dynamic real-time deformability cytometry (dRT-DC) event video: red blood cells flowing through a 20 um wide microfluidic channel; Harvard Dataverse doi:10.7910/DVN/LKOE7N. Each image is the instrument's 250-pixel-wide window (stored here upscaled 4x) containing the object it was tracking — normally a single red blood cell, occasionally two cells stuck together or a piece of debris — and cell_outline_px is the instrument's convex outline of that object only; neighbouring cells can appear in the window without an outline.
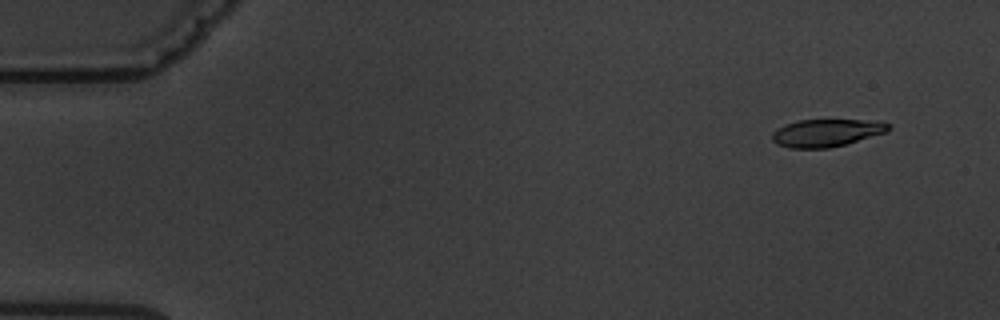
{"species": "common noctule bat (a hibernating species)", "species_latin": "Nyctalus noctula", "temperature_condition": "warm", "stored_images_in_passage": 5, "camera_frame_rate_fps": 3000, "um_per_image_px": 0.085, "animal": {"sex": "male", "body_mass_g": 19.5, "forearm_length_mm": 54.6}, "frame": {"image": 1, "passage_image": 2, "time_ms": 1.333, "image_size_px": [1000, 320], "cell_outline_px": [[888, 132], [844, 144], [828, 148], [788, 148], [776, 144], [772, 140], [772, 132], [776, 128], [784, 124], [800, 120], [880, 120], [888, 124]], "centroid_in_image_um": [70.21, 11.29], "position_along_channel_um": 14.8, "area_um2": 18.73}}
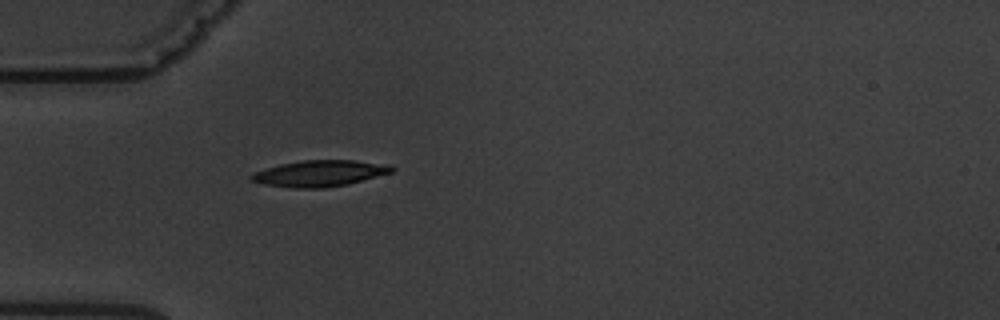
{"frame": {"image": 2, "passage_image": 5, "time_ms": 5.667, "image_size_px": [1000, 320], "cell_outline_px": [[396, 168], [392, 172], [348, 184], [324, 188], [296, 188], [264, 184], [248, 180], [248, 176], [256, 172], [280, 164], [304, 160], [352, 160], [392, 164]], "centroid_in_image_um": [27.21, 14.73], "position_along_channel_um": 57.8, "area_um2": 21.44}}